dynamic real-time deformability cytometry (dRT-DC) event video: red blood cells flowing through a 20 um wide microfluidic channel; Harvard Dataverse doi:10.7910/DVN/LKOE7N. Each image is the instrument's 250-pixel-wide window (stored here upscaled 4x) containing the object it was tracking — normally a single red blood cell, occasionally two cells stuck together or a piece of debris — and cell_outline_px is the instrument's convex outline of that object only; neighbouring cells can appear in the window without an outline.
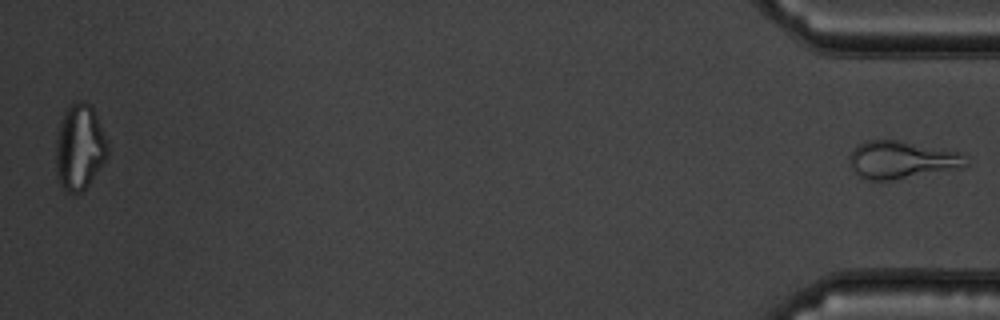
{"species": "common noctule bat (a hibernating species)", "species_latin": "Nyctalus noctula", "temperature_condition": "warm", "stored_images_in_passage": 47, "segment_of_instrument_passage": [2, 2], "camera_frame_rate_fps": 3000, "um_per_image_px": 0.085, "animal": {"sex": "male", "body_mass_g": 19.5, "forearm_length_mm": 54.6}, "frame": {"image": 1, "passage_image": 47, "time_ms": 15.333, "image_size_px": [1000, 320], "cell_outline_px": [[968, 164], [964, 168], [888, 180], [868, 180], [860, 176], [848, 164], [848, 156], [852, 148], [864, 140], [896, 140], [960, 152], [968, 156]], "centroid_in_image_um": [76.64, 13.58], "position_along_channel_um": 358.6, "area_um2": 25.72}}